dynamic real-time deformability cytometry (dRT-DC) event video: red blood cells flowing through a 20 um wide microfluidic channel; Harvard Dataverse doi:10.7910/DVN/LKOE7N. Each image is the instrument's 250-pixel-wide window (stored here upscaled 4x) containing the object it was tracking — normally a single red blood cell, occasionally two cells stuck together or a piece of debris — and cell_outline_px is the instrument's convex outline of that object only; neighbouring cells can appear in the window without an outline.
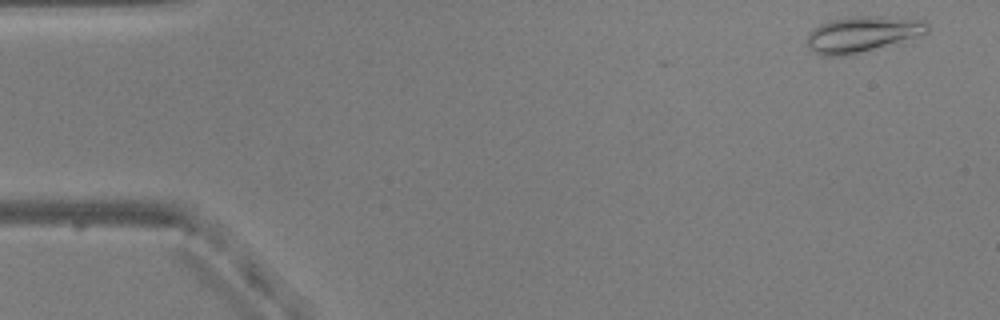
{"species": "common noctule bat (a hibernating species)", "species_latin": "Nyctalus noctula", "temperature_condition": "warm", "stored_images_in_passage": 53, "camera_frame_rate_fps": 3000, "um_per_image_px": 0.085, "animal": {"sex": "male", "body_mass_g": 20.5, "forearm_length_mm": 52.5}, "frame": {"image": 1, "passage_image": 3, "time_ms": 0.667, "image_size_px": [1000, 320], "cell_outline_px": [[928, 32], [924, 36], [844, 56], [824, 56], [816, 52], [808, 44], [808, 32], [828, 20], [852, 16], [868, 16], [924, 20], [928, 24]], "centroid_in_image_um": [73.34, 2.9], "position_along_channel_um": 11.7, "area_um2": 24.91}}
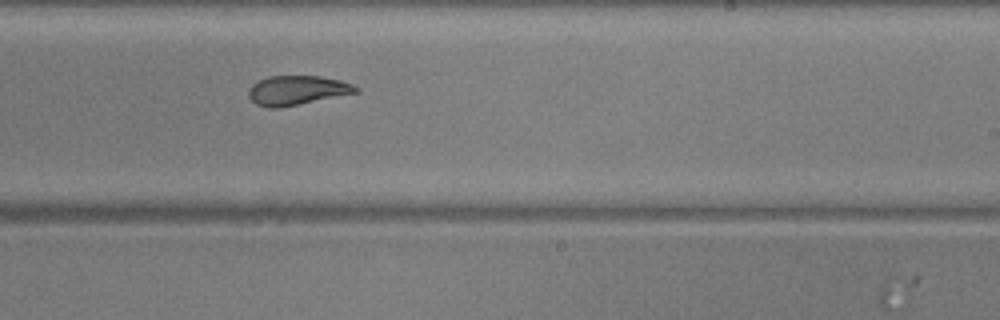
{"frame": {"image": 2, "passage_image": 32, "time_ms": 10.333, "image_size_px": [1000, 320], "cell_outline_px": [[360, 92], [280, 108], [268, 108], [256, 104], [248, 96], [248, 88], [252, 84], [268, 76], [320, 76], [340, 80], [352, 84], [360, 88]], "centroid_in_image_um": [25.25, 7.68], "position_along_channel_um": 263.7, "area_um2": 18.5}}
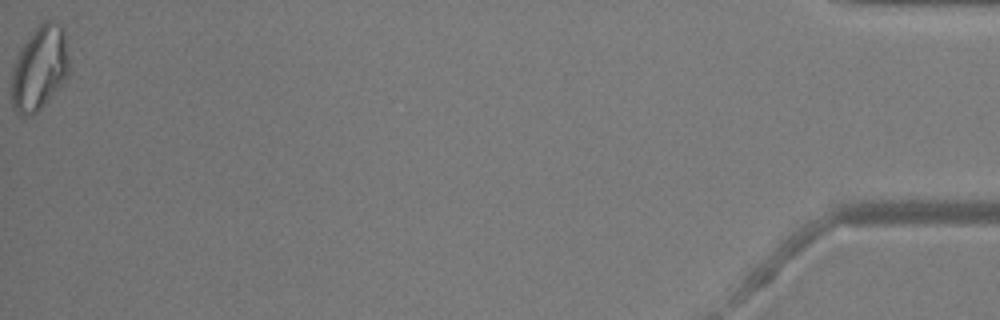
{"frame": {"image": 3, "passage_image": 53, "time_ms": 17.333, "image_size_px": [1000, 320], "cell_outline_px": [[68, 76], [40, 108], [32, 116], [20, 116], [16, 112], [12, 104], [12, 64], [24, 44], [32, 32], [44, 20], [56, 20], [60, 24], [64, 32], [68, 60]], "centroid_in_image_um": [3.34, 5.79], "position_along_channel_um": 431.9, "area_um2": 27.92}, "authors_computed_cell_mechanics": {"area_um2": 20.519, "velocity_mm_per_s": 3.8476, "shape_relaxation_time_tau1_ms": 8.6909, "shape_relaxation_time_tau2_ms": 1.7827, "deformation_change_tau1": 0.195, "deformation_change_tau2": 0.063}}